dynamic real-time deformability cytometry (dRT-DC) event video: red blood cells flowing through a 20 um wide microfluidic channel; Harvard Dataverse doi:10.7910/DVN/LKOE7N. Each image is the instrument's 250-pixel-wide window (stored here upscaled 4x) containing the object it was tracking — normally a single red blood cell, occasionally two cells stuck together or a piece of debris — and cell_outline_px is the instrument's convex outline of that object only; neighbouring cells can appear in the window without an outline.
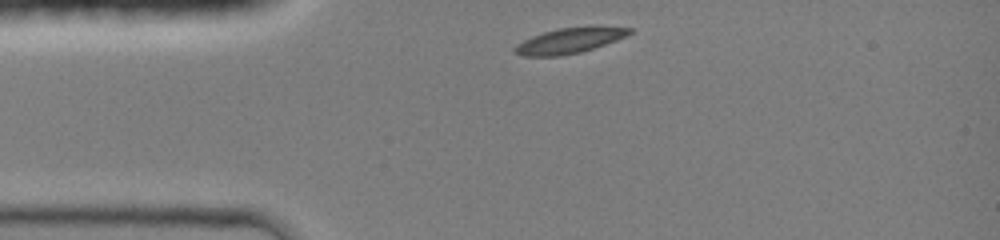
{"species": "common noctule bat (a hibernating species)", "species_latin": "Nyctalus noctula", "temperature_condition": "room temperature", "stored_images_in_passage": 31, "camera_frame_rate_fps": 3000, "um_per_image_px": 0.085, "animal": {"sex": "female", "body_mass_g": 19.0, "forearm_length_mm": 51.5}, "frame": {"image": 1, "passage_image": 1, "time_ms": 0.0, "image_size_px": [1000, 240], "cell_outline_px": [[632, 32], [616, 40], [580, 52], [560, 56], [524, 56], [512, 52], [512, 48], [516, 44], [532, 36], [544, 32], [560, 28], [588, 24], [632, 28]], "centroid_in_image_um": [48.4, 3.42], "position_along_channel_um": 36.6, "area_um2": 17.28}}
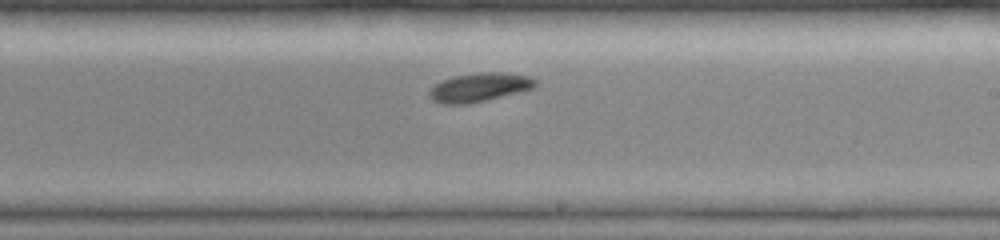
{"frame": {"image": 2, "passage_image": 18, "time_ms": 5.667, "image_size_px": [1000, 240], "cell_outline_px": [[536, 84], [532, 88], [520, 92], [488, 100], [468, 104], [440, 104], [432, 100], [428, 96], [428, 92], [436, 84], [452, 76], [480, 72], [500, 72], [528, 76], [536, 80]], "centroid_in_image_um": [40.72, 7.43], "position_along_channel_um": 248.3, "area_um2": 17.8}}
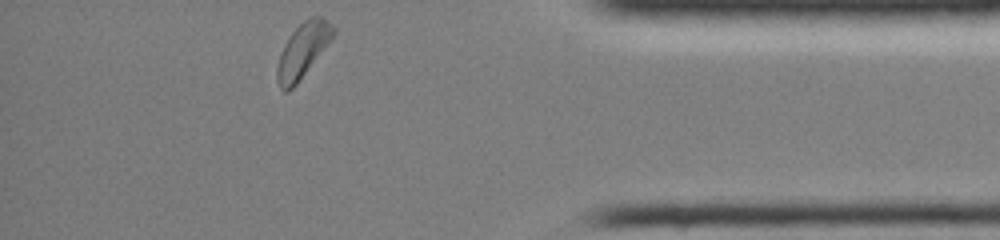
{"frame": {"image": 3, "passage_image": 31, "time_ms": 10.0, "image_size_px": [1000, 240], "cell_outline_px": [[336, 32], [296, 84], [288, 92], [284, 92], [280, 88], [276, 80], [276, 68], [280, 52], [284, 44], [292, 32], [304, 20], [312, 16], [324, 16], [336, 28]], "centroid_in_image_um": [25.71, 4.26], "position_along_channel_um": 409.5, "area_um2": 17.63}, "authors_computed_cell_mechanics": {"area_um2": 17.2822, "velocity_mm_per_s": 4.1741, "shape_relaxation_time_tau1_ms": 2.1839, "shape_relaxation_time_tau2_ms": null, "deformation_change_tau1": 0.1017, "deformation_change_tau2": null}}